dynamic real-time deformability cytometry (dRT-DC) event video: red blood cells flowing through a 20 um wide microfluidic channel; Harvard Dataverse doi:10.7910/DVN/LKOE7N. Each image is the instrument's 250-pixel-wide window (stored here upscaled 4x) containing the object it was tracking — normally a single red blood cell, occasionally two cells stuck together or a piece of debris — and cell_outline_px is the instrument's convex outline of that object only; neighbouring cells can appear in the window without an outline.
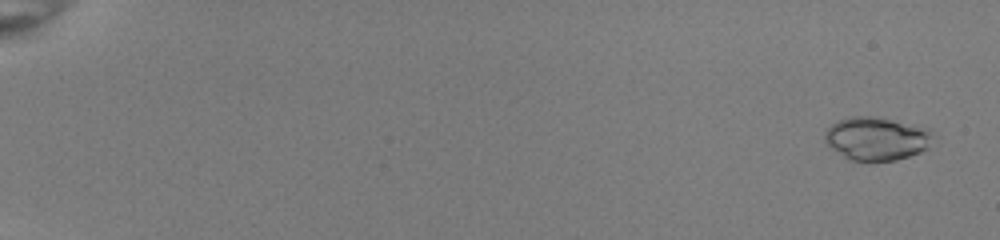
{"species": "common noctule bat (a hibernating species)", "species_latin": "Nyctalus noctula", "temperature_condition": "room temperature", "stored_images_in_passage": 51, "camera_frame_rate_fps": 3000, "um_per_image_px": 0.085, "animal": {"sex": "female", "body_mass_g": 22.0, "forearm_length_mm": 56.7}, "frame": {"image": 1, "passage_image": 3, "time_ms": 0.667, "image_size_px": [1000, 240], "cell_outline_px": [[932, 132], [928, 148], [920, 152], [896, 160], [848, 160], [832, 148], [824, 140], [824, 132], [832, 124], [840, 120], [852, 116], [872, 116], [932, 128]], "centroid_in_image_um": [74.51, 11.77], "position_along_channel_um": 10.5, "area_um2": 27.05}}
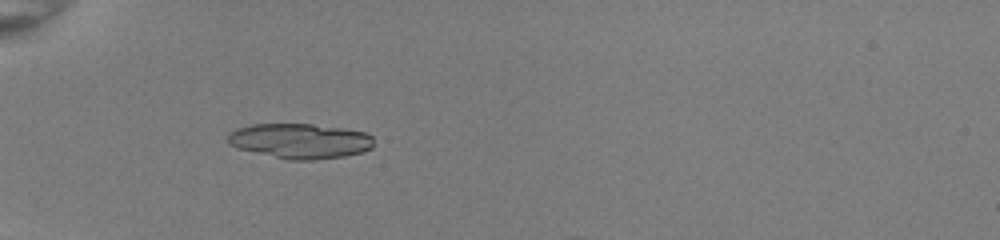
{"frame": {"image": 2, "passage_image": 20, "time_ms": 6.333, "image_size_px": [1000, 240], "cell_outline_px": [[372, 148], [364, 152], [344, 156], [312, 160], [288, 160], [236, 148], [228, 144], [228, 132], [236, 128], [252, 124], [312, 124], [344, 128], [364, 132], [372, 136]], "centroid_in_image_um": [25.48, 11.98], "position_along_channel_um": 59.5, "area_um2": 30.0}}